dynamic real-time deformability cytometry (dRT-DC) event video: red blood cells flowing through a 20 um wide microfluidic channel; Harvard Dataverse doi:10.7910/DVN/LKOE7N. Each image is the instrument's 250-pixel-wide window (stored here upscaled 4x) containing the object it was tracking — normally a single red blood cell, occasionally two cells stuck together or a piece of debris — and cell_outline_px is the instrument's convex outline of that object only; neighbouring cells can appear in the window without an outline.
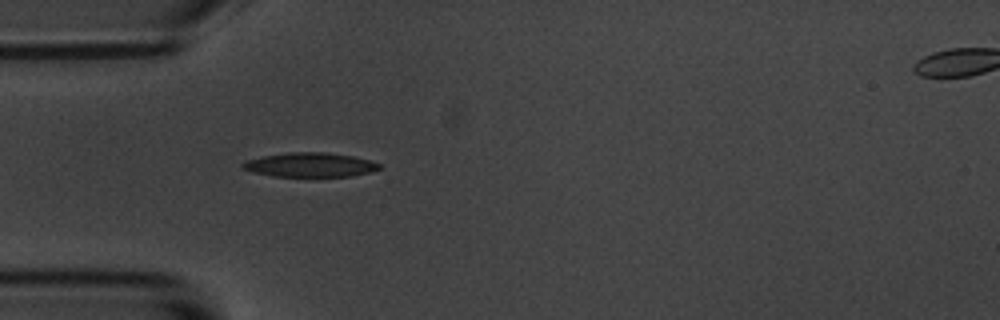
{"species": "common noctule bat (a hibernating species)", "species_latin": "Nyctalus noctula", "temperature_condition": "room temperature", "stored_images_in_passage": 5, "camera_frame_rate_fps": 3000, "um_per_image_px": 0.085, "animal": {"sex": "male", "body_mass_g": 20.1, "forearm_length_mm": 53.5}, "frame": {"image": 1, "passage_image": 4, "time_ms": 4.333, "image_size_px": [1000, 320], "cell_outline_px": [[380, 168], [368, 172], [352, 176], [272, 176], [256, 172], [244, 168], [240, 164], [244, 160], [264, 156], [288, 152], [324, 152], [352, 156], [368, 160], [380, 164]], "centroid_in_image_um": [26.33, 14.0], "position_along_channel_um": 58.7, "area_um2": 19.02}}